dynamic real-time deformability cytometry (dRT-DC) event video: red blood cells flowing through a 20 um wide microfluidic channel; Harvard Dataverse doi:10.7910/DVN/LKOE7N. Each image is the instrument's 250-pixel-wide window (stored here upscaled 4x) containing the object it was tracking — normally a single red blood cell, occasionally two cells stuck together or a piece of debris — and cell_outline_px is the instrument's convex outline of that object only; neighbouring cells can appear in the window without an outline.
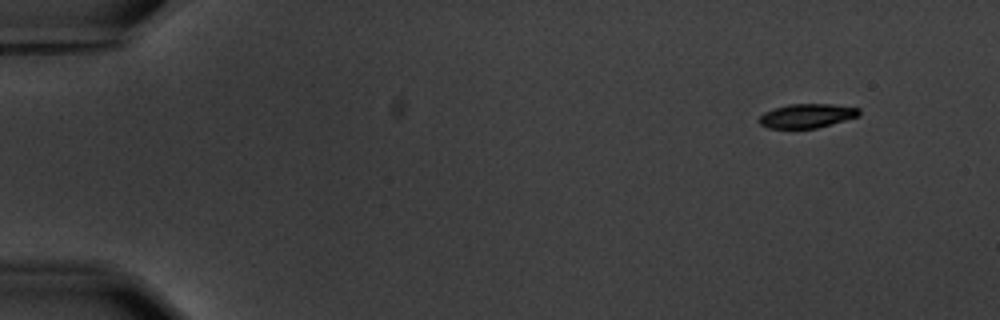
{"species": "common noctule bat (a hibernating species)", "species_latin": "Nyctalus noctula", "temperature_condition": "warm", "stored_images_in_passage": 6, "camera_frame_rate_fps": 3000, "um_per_image_px": 0.085, "animal": {"sex": "male", "body_mass_g": 20.1, "forearm_length_mm": 53.5}, "frame": {"image": 1, "passage_image": 1, "time_ms": 0.0, "image_size_px": [1000, 320], "cell_outline_px": [[860, 116], [816, 128], [768, 128], [760, 124], [756, 120], [764, 112], [788, 104], [832, 104], [860, 108]], "centroid_in_image_um": [68.58, 9.84], "position_along_channel_um": 16.4, "area_um2": 14.05}}
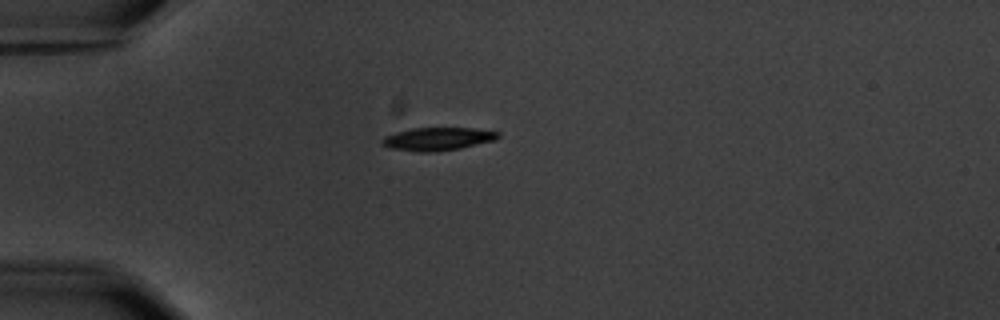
{"frame": {"image": 2, "passage_image": 4, "time_ms": 3.667, "image_size_px": [1000, 320], "cell_outline_px": [[500, 136], [496, 140], [460, 148], [428, 152], [420, 152], [388, 148], [380, 144], [380, 140], [384, 136], [396, 132], [412, 128], [472, 128], [500, 132]], "centroid_in_image_um": [37.17, 11.8], "position_along_channel_um": 47.8, "area_um2": 15.61}}
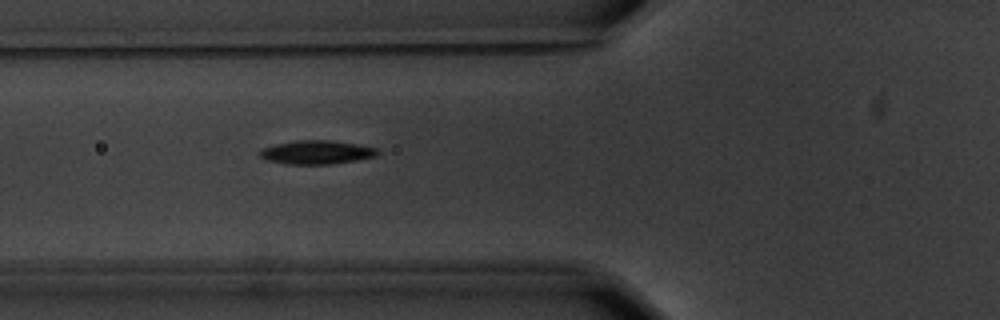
{"frame": {"image": 3, "passage_image": 6, "time_ms": 5.667, "image_size_px": [1000, 320], "cell_outline_px": [[380, 152], [376, 156], [356, 160], [332, 164], [284, 164], [268, 160], [260, 156], [260, 148], [276, 144], [296, 140], [328, 140], [356, 144], [380, 148]], "centroid_in_image_um": [26.93, 12.94], "position_along_channel_um": 98.9, "area_um2": 16.3}}